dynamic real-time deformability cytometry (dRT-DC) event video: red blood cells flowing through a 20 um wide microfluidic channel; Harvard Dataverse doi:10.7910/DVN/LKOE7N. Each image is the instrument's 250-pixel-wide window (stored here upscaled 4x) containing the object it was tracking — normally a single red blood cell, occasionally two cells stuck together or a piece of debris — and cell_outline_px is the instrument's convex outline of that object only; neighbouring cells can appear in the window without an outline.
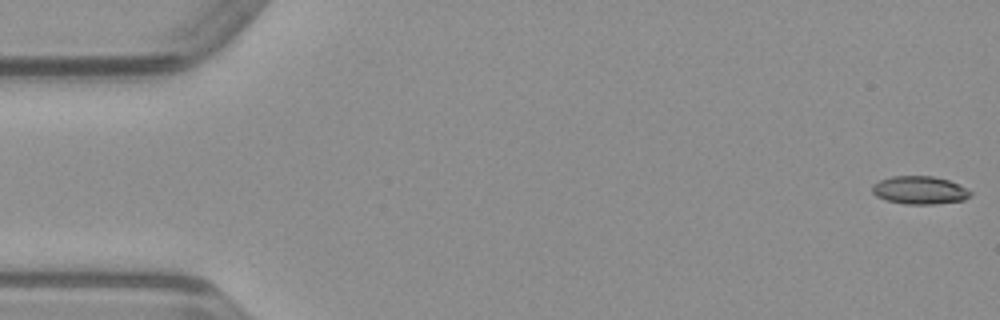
{"species": "common noctule bat (a hibernating species)", "species_latin": "Nyctalus noctula", "temperature_condition": "warm", "stored_images_in_passage": 50, "camera_frame_rate_fps": 3000, "um_per_image_px": 0.085, "animal": {"sex": "male", "body_mass_g": 23.1, "forearm_length_mm": 52.7}, "frame": {"image": 1, "passage_image": 1, "time_ms": 0.0, "image_size_px": [1000, 320], "cell_outline_px": [[972, 192], [964, 200], [932, 204], [904, 204], [884, 200], [876, 196], [872, 192], [872, 184], [880, 180], [892, 176], [932, 176], [948, 180], [968, 188]], "centroid_in_image_um": [78.14, 16.16], "position_along_channel_um": 6.9, "area_um2": 16.07}}
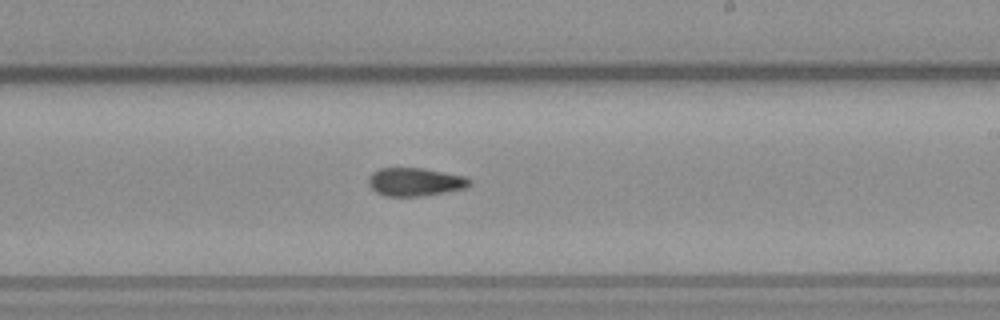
{"frame": {"image": 2, "passage_image": 29, "time_ms": 9.333, "image_size_px": [1000, 320], "cell_outline_px": [[472, 184], [464, 188], [444, 192], [420, 196], [388, 196], [376, 192], [368, 184], [368, 176], [372, 172], [380, 168], [424, 168], [464, 176], [472, 180]], "centroid_in_image_um": [35.27, 15.45], "position_along_channel_um": 253.7, "area_um2": 16.59}}
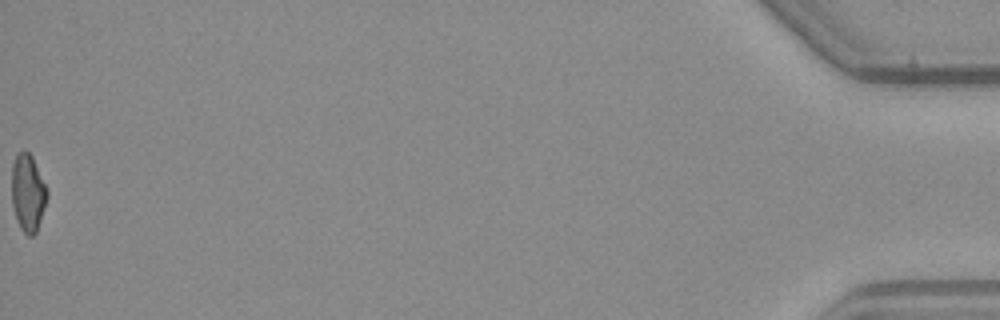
{"frame": {"image": 3, "passage_image": 50, "time_ms": 16.333, "image_size_px": [1000, 320], "cell_outline_px": [[48, 196], [36, 232], [32, 236], [28, 236], [20, 228], [16, 220], [12, 204], [12, 164], [16, 152], [24, 148], [32, 156], [48, 188]], "centroid_in_image_um": [2.36, 16.34], "position_along_channel_um": 432.8, "area_um2": 16.24}}